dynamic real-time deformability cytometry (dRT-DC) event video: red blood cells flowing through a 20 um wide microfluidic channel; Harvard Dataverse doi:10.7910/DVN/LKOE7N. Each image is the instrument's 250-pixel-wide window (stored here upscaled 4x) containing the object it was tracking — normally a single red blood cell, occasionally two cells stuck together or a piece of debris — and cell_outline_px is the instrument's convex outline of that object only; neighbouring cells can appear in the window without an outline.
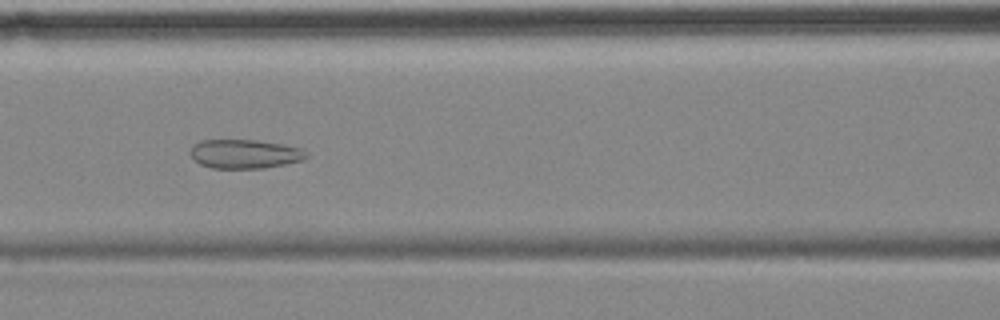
{"species": "common noctule bat (a hibernating species)", "species_latin": "Nyctalus noctula", "temperature_condition": "cold", "stored_images_in_passage": 57, "camera_frame_rate_fps": 3000, "um_per_image_px": 0.085, "animal": {"sex": "female", "body_mass_g": 18.4}, "frame": {"image": 1, "passage_image": 24, "time_ms": 7.667, "image_size_px": [1000, 320], "cell_outline_px": [[308, 156], [300, 160], [284, 164], [264, 168], [212, 168], [200, 164], [192, 156], [192, 144], [200, 140], [256, 140], [280, 144], [300, 148], [308, 152]], "centroid_in_image_um": [20.79, 13.08], "position_along_channel_um": 145.8, "area_um2": 19.36}}
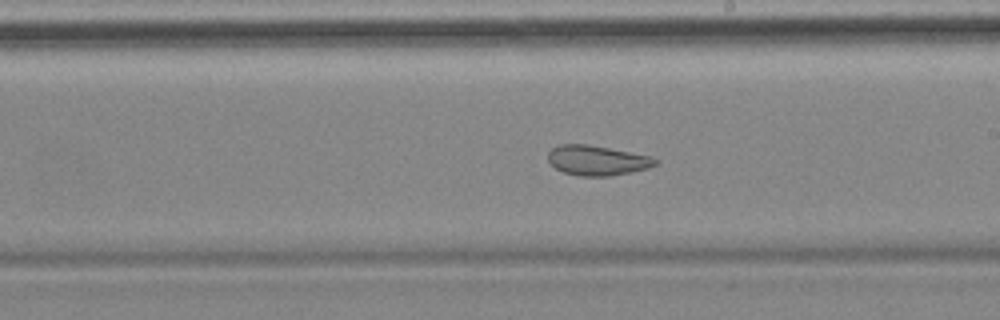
{"frame": {"image": 2, "passage_image": 32, "time_ms": 10.333, "image_size_px": [1000, 320], "cell_outline_px": [[656, 164], [648, 168], [632, 172], [612, 176], [580, 176], [564, 172], [556, 168], [548, 160], [548, 152], [552, 148], [560, 144], [588, 144], [648, 156], [656, 160]], "centroid_in_image_um": [50.71, 13.64], "position_along_channel_um": 238.3, "area_um2": 18.44}}
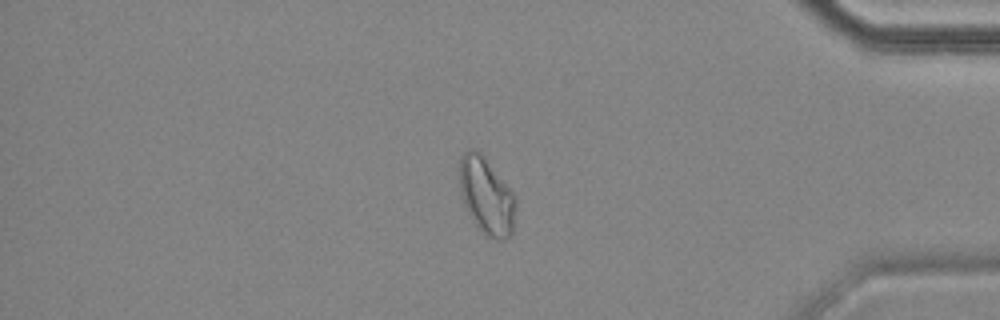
{"frame": {"image": 3, "passage_image": 48, "time_ms": 15.667, "image_size_px": [1000, 320], "cell_outline_px": [[516, 208], [512, 232], [504, 240], [500, 240], [488, 236], [472, 220], [460, 196], [460, 156], [468, 148], [476, 148], [484, 156], [516, 196]], "centroid_in_image_um": [41.35, 16.62], "position_along_channel_um": 393.9, "area_um2": 25.14}, "authors_computed_cell_mechanics": {"area_um2": 25.143, "velocity_mm_per_s": 3.488, "shape_relaxation_time_tau1_ms": null, "shape_relaxation_time_tau2_ms": 1.6695, "deformation_change_tau1": null, "deformation_change_tau2": 0.0864}}